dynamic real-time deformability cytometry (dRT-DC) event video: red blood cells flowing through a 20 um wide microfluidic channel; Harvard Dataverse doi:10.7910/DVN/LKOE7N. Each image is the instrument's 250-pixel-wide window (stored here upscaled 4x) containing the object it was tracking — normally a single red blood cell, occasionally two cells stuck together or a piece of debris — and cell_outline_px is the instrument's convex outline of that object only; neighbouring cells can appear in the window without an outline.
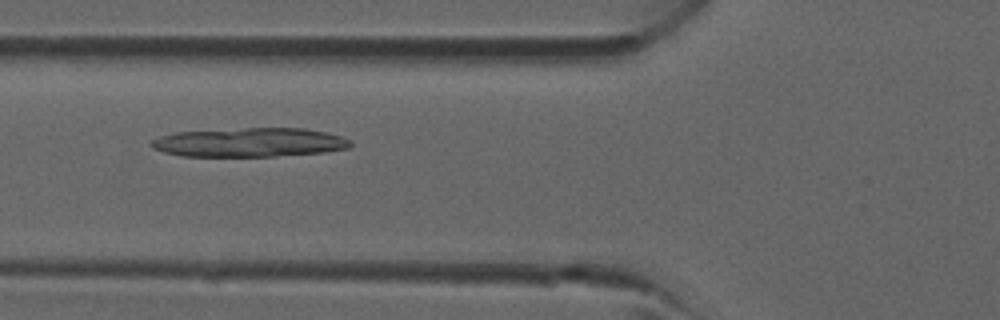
{"species": "common noctule bat (a hibernating species)", "species_latin": "Nyctalus noctula", "temperature_condition": "room temperature", "stored_images_in_passage": 31, "camera_frame_rate_fps": 3000, "um_per_image_px": 0.085, "animal": {"sex": "male", "forearm_length_mm": 52.5}, "frame": {"image": 1, "passage_image": 5, "time_ms": 1.333, "image_size_px": [1000, 320], "cell_outline_px": [[352, 144], [348, 148], [324, 152], [276, 156], [180, 156], [164, 152], [152, 148], [148, 144], [148, 140], [160, 136], [176, 132], [244, 128], [304, 128], [344, 136], [352, 140]], "centroid_in_image_um": [21.19, 12.1], "position_along_channel_um": 104.6, "area_um2": 33.93}}
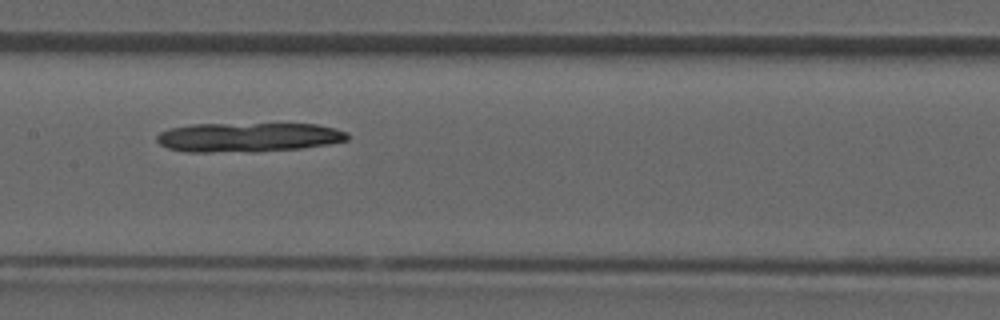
{"frame": {"image": 2, "passage_image": 10, "time_ms": 3.0, "image_size_px": [1000, 320], "cell_outline_px": [[348, 140], [328, 144], [300, 148], [256, 152], [184, 152], [168, 148], [160, 144], [156, 140], [156, 136], [160, 132], [168, 128], [192, 124], [316, 124], [336, 128], [348, 132]], "centroid_in_image_um": [21.08, 11.67], "position_along_channel_um": 186.3, "area_um2": 32.89}}
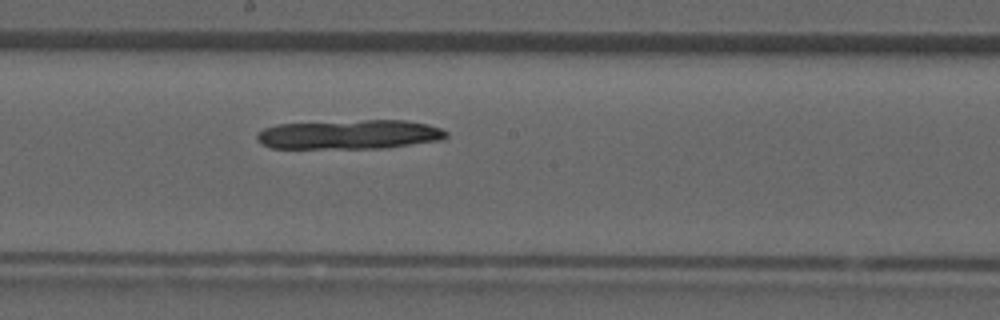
{"frame": {"image": 3, "passage_image": 12, "time_ms": 3.667, "image_size_px": [1000, 320], "cell_outline_px": [[448, 136], [444, 140], [380, 148], [272, 148], [264, 144], [256, 136], [264, 128], [276, 124], [364, 120], [404, 120], [428, 124], [440, 128], [448, 132]], "centroid_in_image_um": [29.77, 11.42], "position_along_channel_um": 218.4, "area_um2": 32.19}}